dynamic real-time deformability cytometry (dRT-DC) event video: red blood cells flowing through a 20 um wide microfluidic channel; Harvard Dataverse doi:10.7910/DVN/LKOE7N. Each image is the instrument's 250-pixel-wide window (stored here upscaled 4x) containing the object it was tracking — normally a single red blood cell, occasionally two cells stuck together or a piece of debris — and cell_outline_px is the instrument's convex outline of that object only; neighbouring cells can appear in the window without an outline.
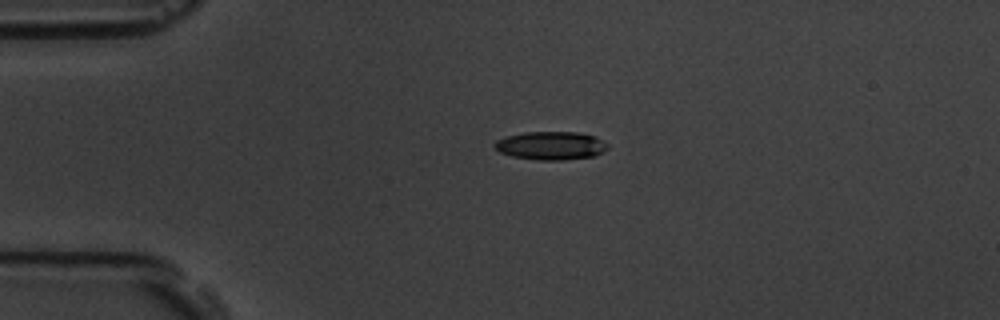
{"species": "common noctule bat (a hibernating species)", "species_latin": "Nyctalus noctula", "temperature_condition": "room temperature", "stored_images_in_passage": 4, "camera_frame_rate_fps": 3000, "um_per_image_px": 0.085, "animal": {"sex": "male", "body_mass_g": 19.5, "forearm_length_mm": 54.6}, "frame": {"image": 1, "passage_image": 3, "time_ms": 2.333, "image_size_px": [1000, 320], "cell_outline_px": [[608, 148], [604, 152], [596, 156], [560, 160], [540, 160], [512, 156], [500, 152], [492, 144], [496, 140], [504, 136], [524, 132], [580, 132], [596, 136], [608, 144]], "centroid_in_image_um": [46.84, 12.37], "position_along_channel_um": 38.2, "area_um2": 18.84}}